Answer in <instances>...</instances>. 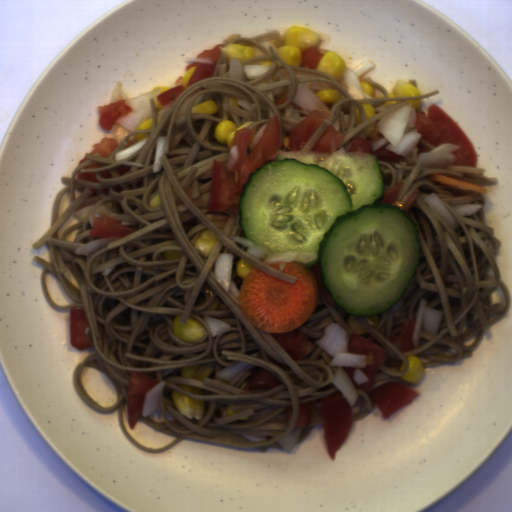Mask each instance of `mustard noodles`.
Listing matches in <instances>:
<instances>
[{
    "label": "mustard noodles",
    "instance_id": "0af2e427",
    "mask_svg": "<svg viewBox=\"0 0 512 512\" xmlns=\"http://www.w3.org/2000/svg\"><path fill=\"white\" fill-rule=\"evenodd\" d=\"M284 38L280 31L273 30L252 37L238 36L223 44L253 48L254 57L240 62L244 66H269L260 78H230V58L221 54L212 75L189 85L163 106L149 100L150 128L128 131L107 157L99 152L86 153L71 176L61 177L64 188L54 197L50 227L32 245L35 250L44 245L50 250V262L38 255L33 257L43 266L41 289L48 304L60 311L83 308L87 317L89 327L84 336L95 350L73 370L76 392L96 413L107 415L118 410L121 432L142 452H165L186 439H195L254 448L266 454L281 448L276 440L295 428L300 403L313 401L309 426L300 432L301 444L314 427L323 424L322 397L339 393L333 384L338 369L330 365L333 356L317 346L308 357L294 360L269 332L245 317L240 298L226 290L214 275L218 254L231 253L230 278L238 291L244 280L236 268L239 258L291 284L299 278L258 261L242 244L231 240L230 236L245 238L240 216L209 210L213 161L225 165L231 150L226 142L217 140L215 128L224 119L233 120L237 127L253 122L252 138L269 120L278 117L280 154H286L289 134L311 114L294 102L303 84L315 95L336 90L339 100L325 104L331 120H323L298 153H309L331 125L343 135L337 151H346L356 136L371 143L382 138L377 122L391 110L407 105V100L421 101L441 92L389 98L386 88L363 74L359 79L372 85L373 99H353L346 92L344 74L333 79L317 68L286 64L278 54ZM208 99L219 106L218 112L190 111ZM366 102L376 108L375 116L368 120L361 106ZM159 135L166 136V146L160 171L153 174ZM146 137L144 148L133 161H115V152ZM69 189V208L58 218L60 199ZM157 189L162 204L152 207L148 197ZM93 204L96 206L84 223L73 224L58 238L57 230L74 211ZM94 213L118 220L137 232L93 254L79 256L76 248L101 238L90 236L89 221ZM207 228L218 240L210 256L204 258L194 250L193 242ZM74 230H78L75 241H66V235ZM47 271L58 279L72 304L62 307L51 301L45 281ZM179 315L181 324L194 318L204 326L206 337L202 343L175 335L172 322ZM204 315L231 326L213 338ZM239 362L250 365L229 384L216 377L222 369ZM193 365L200 366L192 379L182 378L180 367ZM85 366L110 378L117 392L113 406L100 407L83 388L79 376ZM260 369H267L282 383L273 389L242 394L248 380ZM132 372L166 382L159 395L158 411L140 419L152 429L175 437L163 447L145 448L123 425L121 409L125 407ZM172 388L204 402L201 419L180 416L170 396Z\"/></svg>",
    "mask_w": 512,
    "mask_h": 512
},
{
    "label": "mustard noodles",
    "instance_id": "7f7daa86",
    "mask_svg": "<svg viewBox=\"0 0 512 512\" xmlns=\"http://www.w3.org/2000/svg\"><path fill=\"white\" fill-rule=\"evenodd\" d=\"M435 147L421 137L412 152L398 161L377 160L384 189L403 182L395 203L390 205L403 210L413 190L418 189L406 214L417 225L420 264L398 303L383 314L352 316L335 304L325 288L319 261L310 266L319 288L318 300L309 319L298 329L315 344L331 324H338L349 334L363 336L383 348L384 358L374 375L372 391L388 382H404L409 387L412 382L400 378L408 370L409 356H419L423 370L473 357L484 334L504 318L511 306L496 257L502 242L495 237L494 227L485 222V196L455 195L446 190L448 186L436 185L425 176L444 174L479 185H495L498 180L486 176V170L477 166L424 167L418 156ZM432 192L454 215L458 223L455 229L424 203L423 199ZM474 203L483 206L473 215L461 216L450 206ZM421 298L443 314L439 332H422L416 349L402 352L400 340L395 344L389 337L400 335L403 320L415 319Z\"/></svg>",
    "mask_w": 512,
    "mask_h": 512
},
{
    "label": "mustard noodles",
    "instance_id": "964a15a8",
    "mask_svg": "<svg viewBox=\"0 0 512 512\" xmlns=\"http://www.w3.org/2000/svg\"><path fill=\"white\" fill-rule=\"evenodd\" d=\"M350 406L352 409V422L366 419L377 407L369 394L358 389L356 399L353 404H350Z\"/></svg>",
    "mask_w": 512,
    "mask_h": 512
},
{
    "label": "mustard noodles",
    "instance_id": "66139170",
    "mask_svg": "<svg viewBox=\"0 0 512 512\" xmlns=\"http://www.w3.org/2000/svg\"><path fill=\"white\" fill-rule=\"evenodd\" d=\"M365 357H366V368L370 365V364H374L376 359L374 357V355L371 353V354H365Z\"/></svg>",
    "mask_w": 512,
    "mask_h": 512
}]
</instances>
